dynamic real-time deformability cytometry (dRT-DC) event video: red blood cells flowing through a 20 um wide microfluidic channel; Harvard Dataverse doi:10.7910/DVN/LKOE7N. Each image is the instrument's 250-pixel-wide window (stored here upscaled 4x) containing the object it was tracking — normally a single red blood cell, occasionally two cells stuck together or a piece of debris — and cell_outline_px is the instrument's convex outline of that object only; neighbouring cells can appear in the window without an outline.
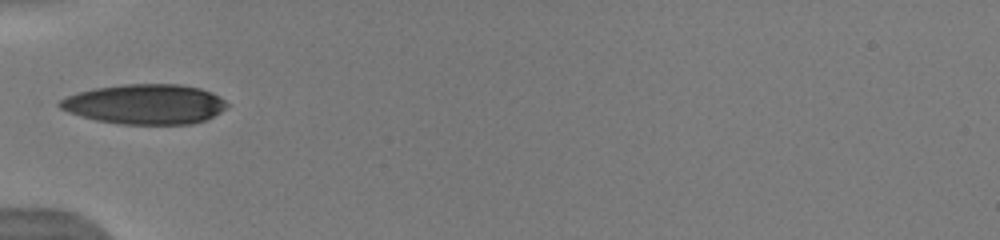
{"species": "human", "species_latin": "Homo sapiens", "temperature_condition": "warm", "stored_images_in_passage": 34, "camera_frame_rate_fps": 3000, "um_per_image_px": 0.085, "donor": {"sex": "male"}, "frame": {"image": 1, "passage_image": 1, "time_ms": 0.0, "image_size_px": [1000, 240], "cell_outline_px": [[232, 104], [208, 120], [192, 124], [120, 124], [96, 120], [68, 112], [60, 108], [56, 104], [60, 100], [68, 96], [80, 92], [96, 88], [124, 84], [180, 84], [200, 88], [212, 92], [220, 96]], "centroid_in_image_um": [12.4, 8.86], "position_along_channel_um": 72.6, "area_um2": 39.19}}
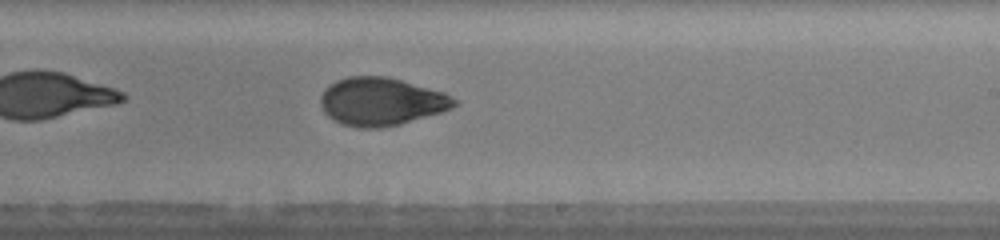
{"frame": {"image": 2, "passage_image": 15, "time_ms": 4.667, "image_size_px": [1000, 240], "cell_outline_px": [[460, 104], [452, 108], [440, 112], [400, 124], [380, 128], [356, 128], [340, 124], [332, 120], [324, 112], [320, 104], [320, 96], [324, 88], [336, 80], [348, 76], [388, 76], [444, 92], [460, 100]], "centroid_in_image_um": [32.4, 8.63], "position_along_channel_um": 256.6, "area_um2": 37.86}, "authors_computed_cell_mechanics": {"area_um2": 37.2521, "velocity_mm_per_s": 3.9616, "shape_relaxation_time_tau1_ms": 5.7425, "shape_relaxation_time_tau2_ms": 1.5592, "deformation_change_tau1": 0.1942, "deformation_change_tau2": 0.0625}}